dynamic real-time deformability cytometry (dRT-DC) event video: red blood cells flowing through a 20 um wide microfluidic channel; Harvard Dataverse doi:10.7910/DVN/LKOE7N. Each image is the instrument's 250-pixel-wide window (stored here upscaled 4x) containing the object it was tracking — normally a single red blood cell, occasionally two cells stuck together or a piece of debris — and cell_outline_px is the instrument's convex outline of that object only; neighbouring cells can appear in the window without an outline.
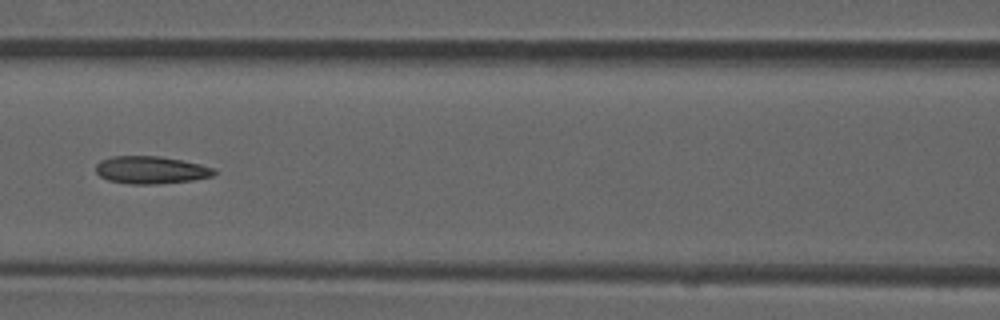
{"species": "common noctule bat (a hibernating species)", "species_latin": "Nyctalus noctula", "temperature_condition": "room temperature", "stored_images_in_passage": 5, "camera_frame_rate_fps": 3000, "um_per_image_px": 0.085, "animal": {"sex": "male", "forearm_length_mm": 52.5}, "frame": {"image": 1, "passage_image": 5, "time_ms": 1.333, "image_size_px": [1000, 320], "cell_outline_px": [[216, 172], [212, 176], [192, 180], [156, 184], [132, 184], [108, 180], [100, 176], [96, 172], [96, 164], [100, 160], [112, 156], [160, 156], [200, 164], [216, 168]], "centroid_in_image_um": [12.82, 14.44], "position_along_channel_um": 153.8, "area_um2": 18.96}}